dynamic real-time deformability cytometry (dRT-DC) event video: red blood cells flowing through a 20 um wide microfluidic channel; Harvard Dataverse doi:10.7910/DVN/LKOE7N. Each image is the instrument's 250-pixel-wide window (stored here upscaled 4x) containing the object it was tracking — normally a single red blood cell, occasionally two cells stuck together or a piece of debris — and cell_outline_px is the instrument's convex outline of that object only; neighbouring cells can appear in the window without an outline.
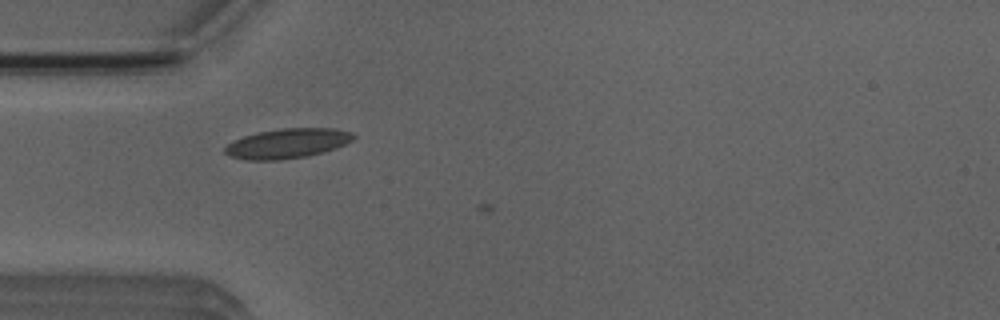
{"species": "Egyptian fruit bat (a non-hibernating species)", "species_latin": "Rousettus aegyptiacus", "temperature_condition": "room temperature", "stored_images_in_passage": 2, "camera_frame_rate_fps": 3000, "um_per_image_px": 0.085, "animal": {"sex": "male"}, "frame": {"image": 1, "passage_image": 1, "time_ms": 0.0, "image_size_px": [1000, 320], "cell_outline_px": [[356, 136], [352, 140], [336, 148], [324, 152], [304, 156], [280, 160], [248, 160], [232, 156], [224, 152], [224, 148], [232, 140], [244, 136], [260, 132], [280, 128], [332, 128], [352, 132]], "centroid_in_image_um": [24.43, 12.18], "position_along_channel_um": 60.6, "area_um2": 22.14}}